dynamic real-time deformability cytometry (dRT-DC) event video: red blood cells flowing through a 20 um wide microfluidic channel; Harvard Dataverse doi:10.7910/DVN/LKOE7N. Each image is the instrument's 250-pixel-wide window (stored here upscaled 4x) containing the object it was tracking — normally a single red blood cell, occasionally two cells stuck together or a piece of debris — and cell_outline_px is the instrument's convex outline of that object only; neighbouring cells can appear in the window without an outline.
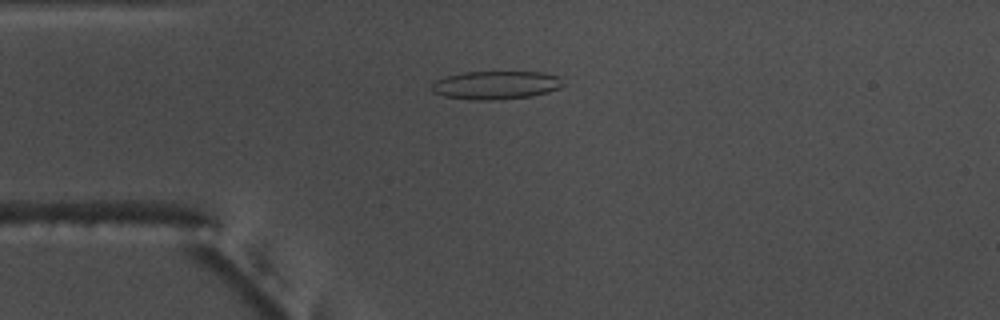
{"species": "common noctule bat (a hibernating species)", "species_latin": "Nyctalus noctula", "temperature_condition": "warm", "stored_images_in_passage": 54, "camera_frame_rate_fps": 3000, "um_per_image_px": 0.085, "animal": {"sex": "male", "body_mass_g": 17.5, "forearm_length_mm": 52.3}, "frame": {"image": 1, "passage_image": 13, "time_ms": 4.0, "image_size_px": [1000, 320], "cell_outline_px": [[564, 84], [560, 88], [548, 92], [532, 96], [500, 100], [472, 100], [444, 96], [432, 92], [432, 84], [436, 80], [444, 76], [464, 72], [540, 72], [560, 76]], "centroid_in_image_um": [42.16, 7.24], "position_along_channel_um": 42.8, "area_um2": 21.91}}
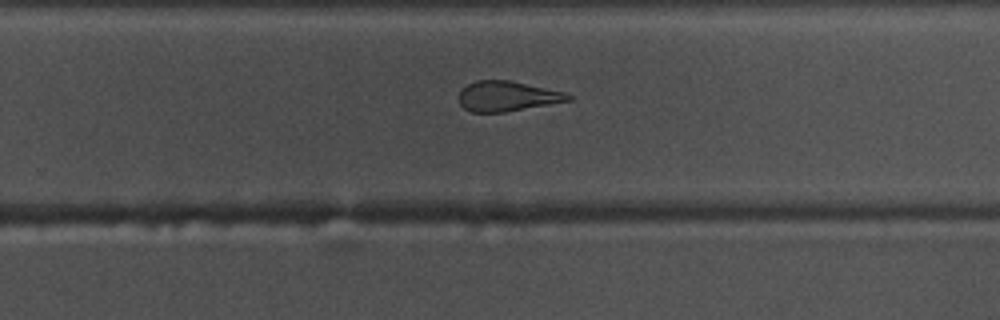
{"frame": {"image": 2, "passage_image": 34, "time_ms": 11.0, "image_size_px": [1000, 320], "cell_outline_px": [[572, 100], [504, 112], [472, 112], [464, 108], [460, 104], [460, 92], [468, 84], [476, 80], [508, 80], [564, 92], [572, 96]], "centroid_in_image_um": [43.11, 8.18], "position_along_channel_um": 286.7, "area_um2": 18.84}}
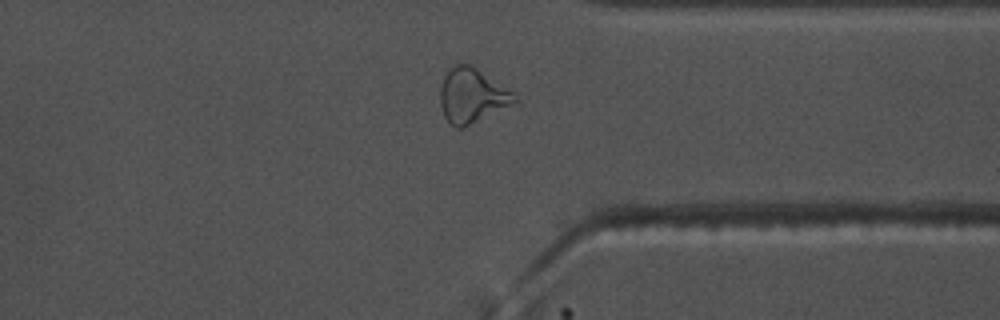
{"frame": {"image": 3, "passage_image": 41, "time_ms": 13.333, "image_size_px": [1000, 320], "cell_outline_px": [[520, 100], [516, 104], [460, 128], [456, 128], [444, 116], [440, 104], [440, 88], [444, 76], [448, 68], [456, 64], [472, 64], [512, 92]], "centroid_in_image_um": [40.12, 8.11], "position_along_channel_um": 371.3, "area_um2": 23.58}, "authors_computed_cell_mechanics": {"area_um2": 22.0218, "velocity_mm_per_s": 3.7496, "shape_relaxation_time_tau1_ms": null, "shape_relaxation_time_tau2_ms": 2.3521, "deformation_change_tau1": null, "deformation_change_tau2": 0.1295}}